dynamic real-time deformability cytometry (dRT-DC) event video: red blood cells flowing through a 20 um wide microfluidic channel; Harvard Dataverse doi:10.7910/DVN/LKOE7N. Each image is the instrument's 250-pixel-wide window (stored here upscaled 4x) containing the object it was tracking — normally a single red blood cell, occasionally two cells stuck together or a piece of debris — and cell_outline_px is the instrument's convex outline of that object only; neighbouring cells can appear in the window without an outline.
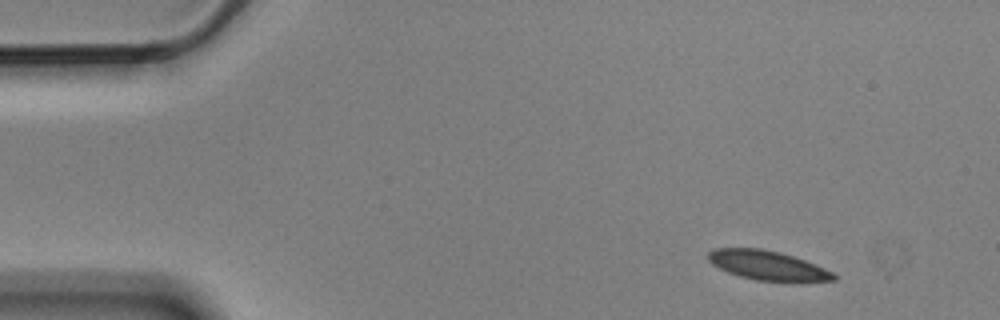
{"species": "Egyptian fruit bat (a non-hibernating species)", "species_latin": "Rousettus aegyptiacus", "temperature_condition": "cold", "stored_images_in_passage": 4, "camera_frame_rate_fps": 3000, "um_per_image_px": 0.085, "animal": {"sex": "male"}, "frame": {"image": 1, "passage_image": 1, "time_ms": 0.0, "image_size_px": [1000, 320], "cell_outline_px": [[836, 280], [756, 280], [740, 276], [728, 272], [712, 264], [708, 260], [708, 252], [716, 248], [760, 248], [780, 252], [804, 260], [824, 268], [832, 272], [836, 276]], "centroid_in_image_um": [65.18, 22.53], "position_along_channel_um": 19.8, "area_um2": 20.81}}
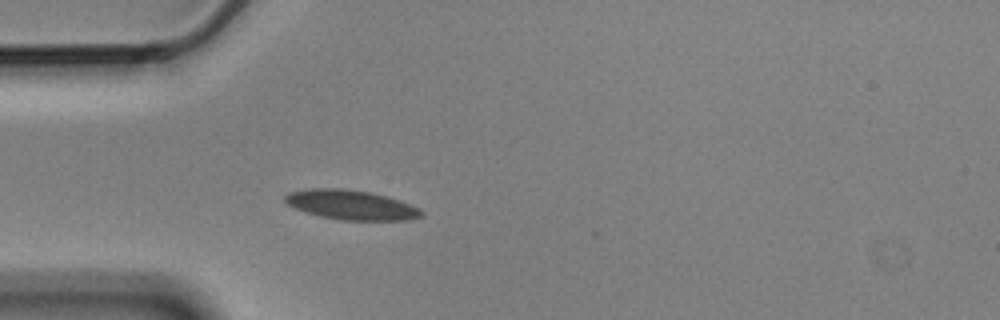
{"frame": {"image": 2, "passage_image": 4, "time_ms": 1.0, "image_size_px": [1000, 320], "cell_outline_px": [[424, 216], [412, 220], [340, 220], [320, 216], [304, 212], [288, 204], [284, 200], [284, 196], [288, 192], [312, 188], [344, 188], [368, 192], [400, 200], [420, 208], [424, 212]], "centroid_in_image_um": [29.87, 17.42], "position_along_channel_um": 55.1, "area_um2": 23.64}}